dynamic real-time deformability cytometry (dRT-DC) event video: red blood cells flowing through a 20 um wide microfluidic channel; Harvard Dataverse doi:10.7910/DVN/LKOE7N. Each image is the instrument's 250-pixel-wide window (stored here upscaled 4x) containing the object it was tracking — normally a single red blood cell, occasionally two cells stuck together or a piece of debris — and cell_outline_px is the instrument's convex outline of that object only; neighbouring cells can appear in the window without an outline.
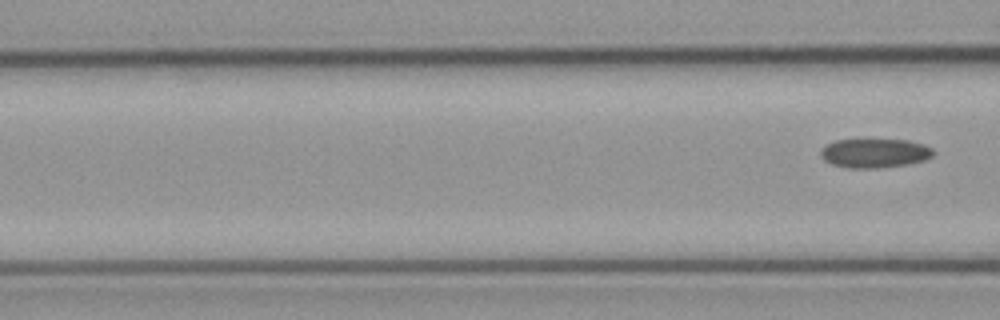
{"species": "common noctule bat (a hibernating species)", "species_latin": "Nyctalus noctula", "temperature_condition": "cold", "stored_images_in_passage": 7, "segment_of_instrument_passage": [2, 2], "camera_frame_rate_fps": 3000, "um_per_image_px": 0.085, "animal": {"sex": "male", "body_mass_g": 23.1, "forearm_length_mm": 52.7}, "frame": {"image": 1, "passage_image": 7, "time_ms": 8.0, "image_size_px": [1000, 320], "cell_outline_px": [[936, 152], [932, 156], [924, 160], [908, 164], [876, 168], [848, 168], [832, 164], [824, 160], [820, 156], [820, 148], [836, 140], [908, 140], [932, 148]], "centroid_in_image_um": [74.32, 13.02], "position_along_channel_um": 92.3, "area_um2": 19.02}}